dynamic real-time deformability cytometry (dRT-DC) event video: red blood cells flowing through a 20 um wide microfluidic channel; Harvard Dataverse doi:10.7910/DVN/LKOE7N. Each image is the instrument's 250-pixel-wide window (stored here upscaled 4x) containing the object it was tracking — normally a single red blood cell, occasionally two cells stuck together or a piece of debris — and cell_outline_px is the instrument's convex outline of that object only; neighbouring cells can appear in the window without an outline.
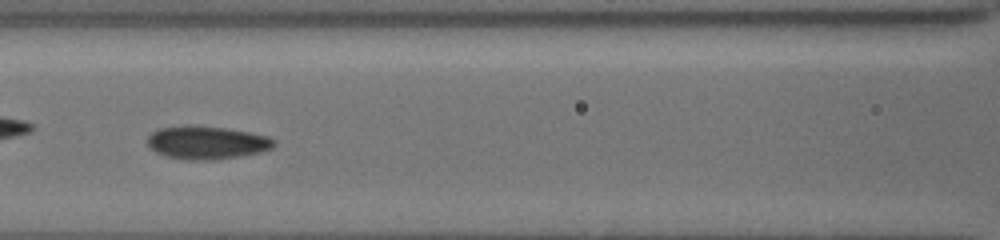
{"species": "common noctule bat (a hibernating species)", "species_latin": "Nyctalus noctula", "temperature_condition": "cold", "stored_images_in_passage": 23, "camera_frame_rate_fps": 3000, "um_per_image_px": 0.085, "animal": {"sex": "female", "body_mass_g": 19.5, "forearm_length_mm": 54.1}, "frame": {"image": 1, "passage_image": 14, "time_ms": 4.333, "image_size_px": [1000, 240], "cell_outline_px": [[276, 144], [272, 148], [260, 152], [240, 156], [216, 160], [184, 160], [168, 156], [156, 152], [148, 144], [148, 136], [152, 132], [160, 128], [224, 128], [248, 132], [268, 136], [276, 140]], "centroid_in_image_um": [17.65, 12.17], "position_along_channel_um": 149.0, "area_um2": 23.58}}
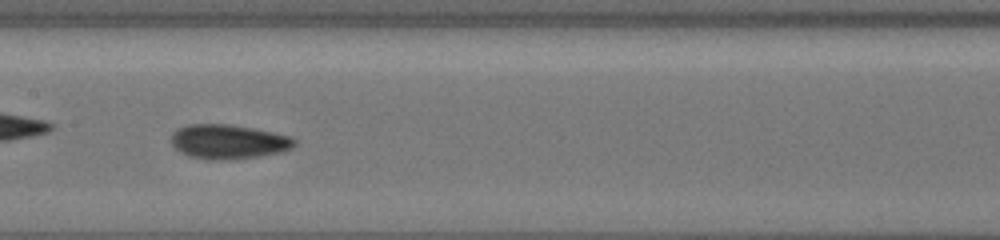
{"frame": {"image": 2, "passage_image": 17, "time_ms": 5.333, "image_size_px": [1000, 240], "cell_outline_px": [[296, 144], [292, 148], [284, 152], [260, 156], [224, 160], [208, 160], [188, 156], [180, 152], [172, 144], [172, 132], [188, 124], [228, 124], [252, 128], [292, 136], [296, 140]], "centroid_in_image_um": [19.44, 12.05], "position_along_channel_um": 188.0, "area_um2": 24.85}}